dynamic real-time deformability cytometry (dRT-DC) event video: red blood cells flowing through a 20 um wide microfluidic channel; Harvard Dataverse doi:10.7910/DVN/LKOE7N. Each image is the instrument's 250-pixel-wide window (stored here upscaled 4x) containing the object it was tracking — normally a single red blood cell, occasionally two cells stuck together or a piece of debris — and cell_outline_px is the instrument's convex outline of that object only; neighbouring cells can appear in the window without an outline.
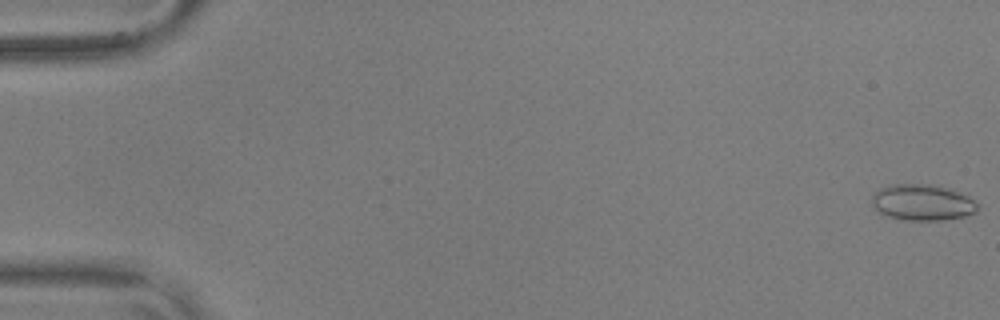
{"species": "common noctule bat (a hibernating species)", "species_latin": "Nyctalus noctula", "temperature_condition": "warm", "stored_images_in_passage": 51, "camera_frame_rate_fps": 3000, "um_per_image_px": 0.085, "animal": {"sex": "male", "body_mass_g": 17.9, "forearm_length_mm": 54.2}, "frame": {"image": 1, "passage_image": 1, "time_ms": 0.0, "image_size_px": [1000, 320], "cell_outline_px": [[976, 212], [964, 216], [940, 220], [908, 220], [888, 216], [880, 212], [872, 204], [872, 196], [880, 188], [892, 184], [928, 184], [952, 188], [968, 196], [976, 204]], "centroid_in_image_um": [78.4, 17.19], "position_along_channel_um": 6.6, "area_um2": 22.02}}
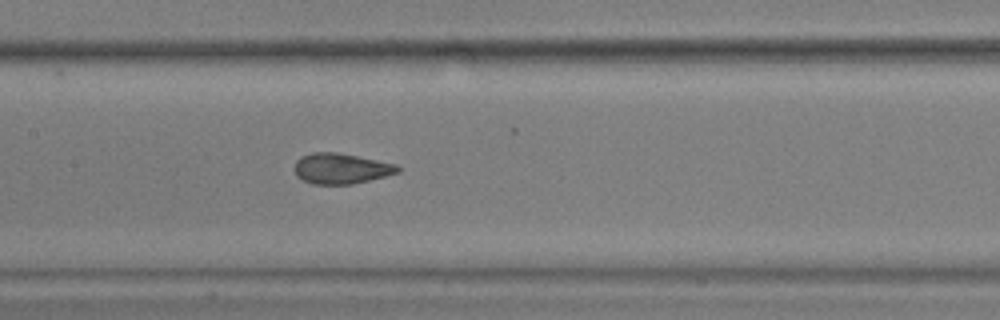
{"frame": {"image": 2, "passage_image": 28, "time_ms": 9.0, "image_size_px": [1000, 320], "cell_outline_px": [[400, 172], [352, 184], [312, 184], [296, 176], [296, 160], [300, 156], [312, 152], [336, 152], [396, 164], [400, 168]], "centroid_in_image_um": [28.97, 14.32], "position_along_channel_um": 178.4, "area_um2": 18.15}}
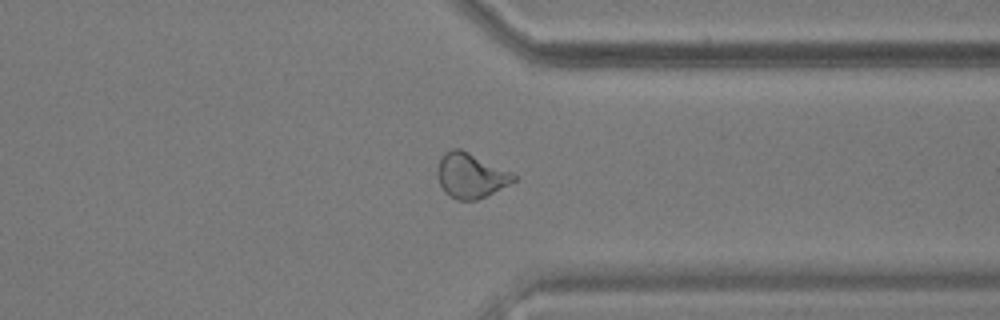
{"frame": {"image": 3, "passage_image": 44, "time_ms": 14.333, "image_size_px": [1000, 320], "cell_outline_px": [[520, 176], [516, 180], [476, 200], [456, 200], [448, 196], [444, 192], [440, 184], [436, 172], [440, 160], [444, 152], [452, 148], [460, 148], [512, 172]], "centroid_in_image_um": [39.99, 14.91], "position_along_channel_um": 371.4, "area_um2": 19.88}, "authors_computed_cell_mechanics": {"area_um2": 19.5364, "velocity_mm_per_s": 3.6416, "shape_relaxation_time_tau1_ms": 7.5762, "shape_relaxation_time_tau2_ms": 0.7503, "deformation_change_tau1": 0.1648, "deformation_change_tau2": 0.061}}